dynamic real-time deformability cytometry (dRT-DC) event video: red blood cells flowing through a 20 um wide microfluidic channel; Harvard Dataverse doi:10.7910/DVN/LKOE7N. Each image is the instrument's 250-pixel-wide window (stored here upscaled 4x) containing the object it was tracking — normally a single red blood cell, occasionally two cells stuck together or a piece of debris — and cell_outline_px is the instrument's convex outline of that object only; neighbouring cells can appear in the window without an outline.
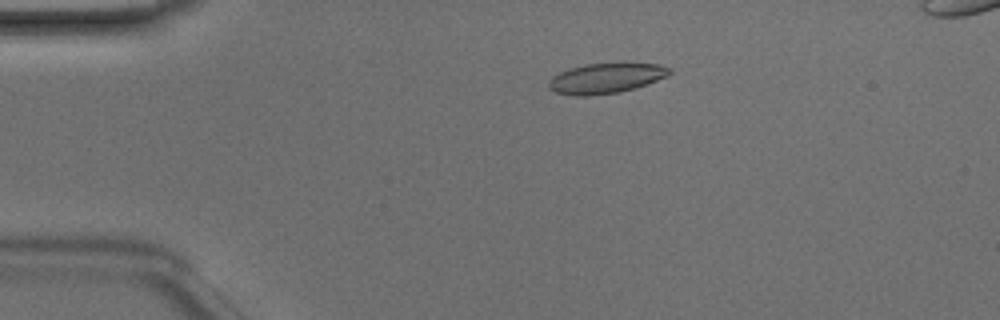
{"species": "Egyptian fruit bat (a non-hibernating species)", "species_latin": "Rousettus aegyptiacus", "temperature_condition": "room temperature", "stored_images_in_passage": 45, "segment_of_instrument_passage": [1, 2], "camera_frame_rate_fps": 3000, "um_per_image_px": 0.085, "animal": {"sex": "male"}, "frame": {"image": 1, "passage_image": 6, "time_ms": 1.667, "image_size_px": [1000, 320], "cell_outline_px": [[672, 72], [668, 76], [620, 92], [588, 96], [572, 96], [556, 92], [548, 88], [548, 80], [552, 76], [560, 72], [584, 64], [656, 64], [672, 68]], "centroid_in_image_um": [51.45, 6.67], "position_along_channel_um": 33.5, "area_um2": 20.92}}
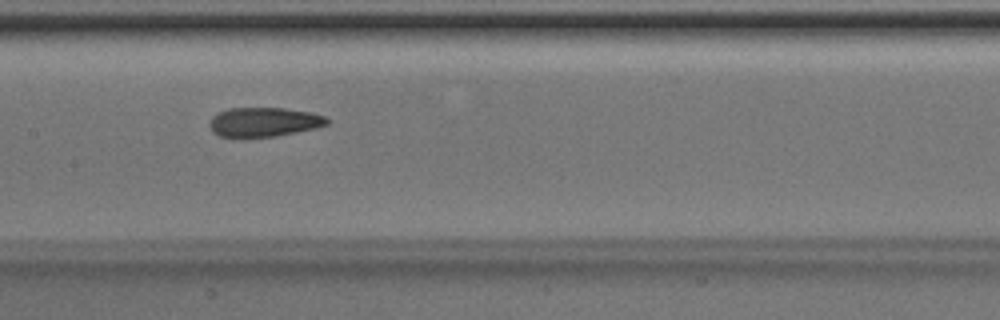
{"frame": {"image": 2, "passage_image": 20, "time_ms": 6.333, "image_size_px": [1000, 320], "cell_outline_px": [[328, 124], [316, 128], [276, 136], [240, 140], [236, 140], [220, 136], [212, 132], [208, 124], [212, 116], [228, 108], [284, 108], [312, 112], [324, 116], [328, 120]], "centroid_in_image_um": [22.36, 10.41], "position_along_channel_um": 185.0, "area_um2": 20.75}}
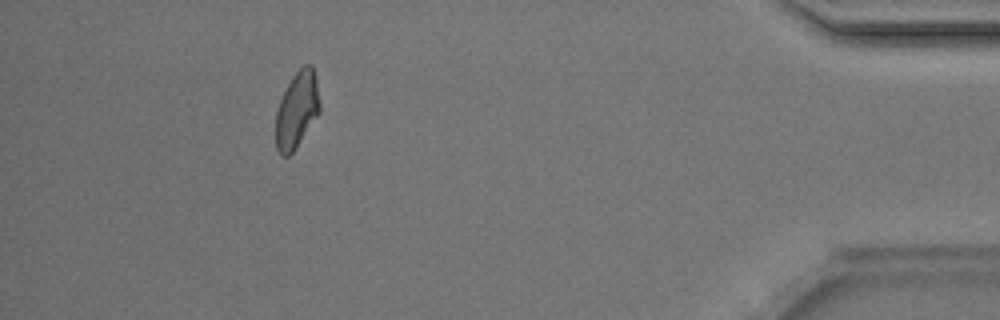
{"frame": {"image": 3, "passage_image": 40, "time_ms": 13.0, "image_size_px": [1000, 320], "cell_outline_px": [[320, 112], [292, 152], [288, 156], [280, 156], [276, 148], [276, 112], [280, 100], [292, 76], [304, 64], [312, 64], [316, 80], [320, 100]], "centroid_in_image_um": [25.24, 9.33], "position_along_channel_um": 410.0, "area_um2": 19.42}}